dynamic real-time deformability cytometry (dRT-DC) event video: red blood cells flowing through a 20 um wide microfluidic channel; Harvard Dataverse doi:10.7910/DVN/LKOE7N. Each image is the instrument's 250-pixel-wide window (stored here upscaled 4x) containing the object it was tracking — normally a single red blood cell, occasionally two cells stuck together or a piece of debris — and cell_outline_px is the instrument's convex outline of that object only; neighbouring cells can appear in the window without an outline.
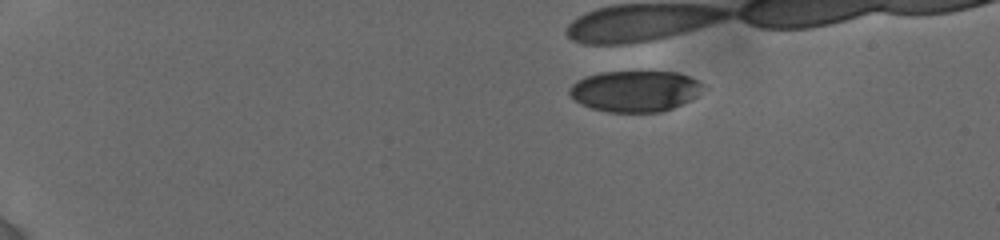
{"species": "human", "species_latin": "Homo sapiens", "temperature_condition": "cold", "stored_images_in_passage": 29, "camera_frame_rate_fps": 3000, "um_per_image_px": 0.085, "donor": {"sex": "female"}, "frame": {"image": 1, "passage_image": 1, "time_ms": 0.0, "image_size_px": [1000, 240], "cell_outline_px": [[704, 84], [696, 96], [664, 112], [608, 112], [592, 108], [576, 100], [568, 92], [568, 88], [576, 80], [584, 76], [600, 72], [676, 72], [688, 76]], "centroid_in_image_um": [53.94, 7.74], "position_along_channel_um": 31.1, "area_um2": 31.73}}